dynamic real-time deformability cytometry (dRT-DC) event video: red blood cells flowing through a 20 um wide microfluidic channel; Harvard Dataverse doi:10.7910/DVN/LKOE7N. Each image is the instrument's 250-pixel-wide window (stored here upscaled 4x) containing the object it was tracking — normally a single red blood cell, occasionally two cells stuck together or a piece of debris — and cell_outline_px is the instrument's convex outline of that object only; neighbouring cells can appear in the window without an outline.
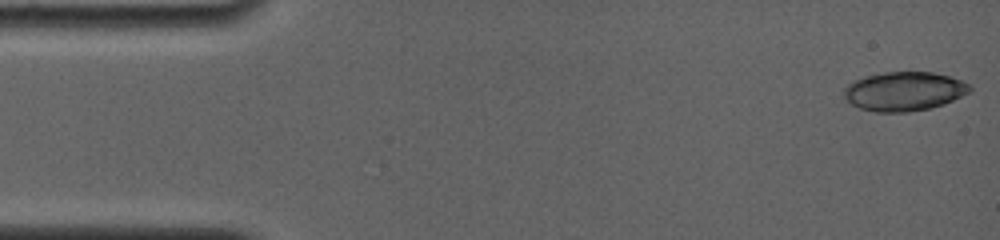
{"species": "common noctule bat (a hibernating species)", "species_latin": "Nyctalus noctula", "temperature_condition": "room temperature", "stored_images_in_passage": 13, "camera_frame_rate_fps": 4000, "um_per_image_px": 0.085, "animal": {"sex": "female", "body_mass_g": 19.0, "forearm_length_mm": 56.7}, "frame": {"image": 1, "passage_image": 1, "time_ms": 0.0, "image_size_px": [1000, 240], "cell_outline_px": [[972, 88], [968, 92], [944, 104], [928, 108], [908, 112], [876, 112], [860, 108], [852, 104], [844, 96], [844, 88], [852, 80], [864, 76], [884, 72], [932, 72], [948, 76], [960, 80], [968, 84]], "centroid_in_image_um": [76.81, 7.75], "position_along_channel_um": 8.2, "area_um2": 28.44}}
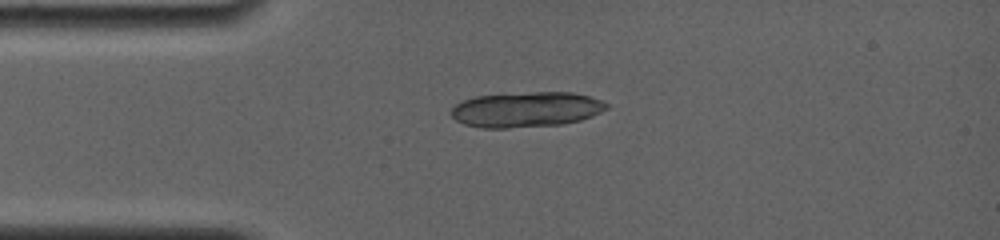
{"frame": {"image": 2, "passage_image": 11, "time_ms": 3.5, "image_size_px": [1000, 240], "cell_outline_px": [[608, 108], [600, 112], [580, 120], [560, 124], [508, 128], [480, 128], [464, 124], [456, 120], [452, 116], [452, 108], [456, 104], [464, 100], [476, 96], [536, 92], [572, 92], [588, 96], [600, 100], [608, 104]], "centroid_in_image_um": [44.72, 9.31], "position_along_channel_um": 40.3, "area_um2": 31.62}}